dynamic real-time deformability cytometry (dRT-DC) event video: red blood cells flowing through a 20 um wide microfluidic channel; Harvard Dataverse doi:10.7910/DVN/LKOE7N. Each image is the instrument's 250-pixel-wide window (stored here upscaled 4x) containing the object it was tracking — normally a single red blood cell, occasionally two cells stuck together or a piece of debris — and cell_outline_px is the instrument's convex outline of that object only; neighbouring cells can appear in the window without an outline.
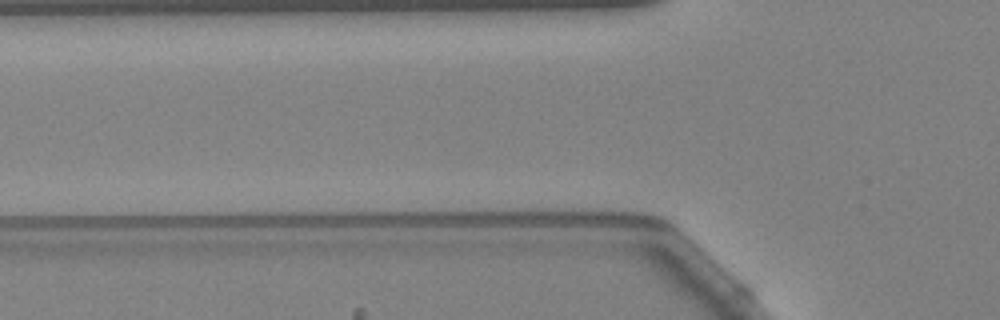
{"species": "Egyptian fruit bat (a non-hibernating species)", "species_latin": "Rousettus aegyptiacus", "temperature_condition": "warm", "stored_images_in_passage": 3, "camera_frame_rate_fps": 3000, "um_per_image_px": 0.085, "animal": {"sex": "female"}, "frame": {"image": 1, "passage_image": 3, "time_ms": 0.667, "image_size_px": [1000, 320], "cell_outline_px": [[724, 304], [608, 244], [620, 240], [644, 240], [660, 244], [668, 248], [720, 296], [724, 300]], "centroid_in_image_um": [56.55, 22.41], "position_along_channel_um": 69.3, "area_um2": 14.05}}